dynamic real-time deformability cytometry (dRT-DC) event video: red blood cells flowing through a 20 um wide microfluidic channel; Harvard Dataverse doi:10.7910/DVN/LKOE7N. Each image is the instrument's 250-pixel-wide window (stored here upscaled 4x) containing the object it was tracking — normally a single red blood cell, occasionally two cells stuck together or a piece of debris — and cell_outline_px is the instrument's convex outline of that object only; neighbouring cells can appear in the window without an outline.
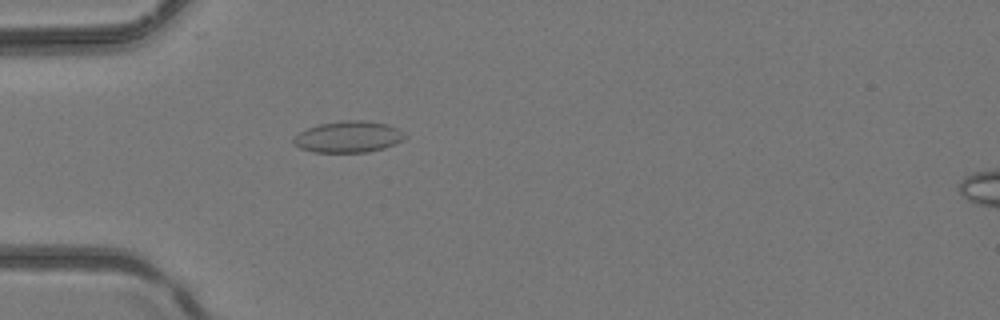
{"species": "common noctule bat (a hibernating species)", "species_latin": "Nyctalus noctula", "temperature_condition": "room temperature", "stored_images_in_passage": 6, "camera_frame_rate_fps": 3000, "um_per_image_px": 0.085, "animal": {"sex": "female", "body_mass_g": 24.6, "forearm_length_mm": 56.2}, "frame": {"image": 1, "passage_image": 5, "time_ms": 1.333, "image_size_px": [1000, 320], "cell_outline_px": [[408, 136], [384, 148], [368, 152], [312, 152], [300, 148], [292, 144], [292, 136], [308, 128], [320, 124], [344, 120], [364, 120], [388, 124], [396, 128]], "centroid_in_image_um": [29.56, 11.63], "position_along_channel_um": 55.4, "area_um2": 20.35}}